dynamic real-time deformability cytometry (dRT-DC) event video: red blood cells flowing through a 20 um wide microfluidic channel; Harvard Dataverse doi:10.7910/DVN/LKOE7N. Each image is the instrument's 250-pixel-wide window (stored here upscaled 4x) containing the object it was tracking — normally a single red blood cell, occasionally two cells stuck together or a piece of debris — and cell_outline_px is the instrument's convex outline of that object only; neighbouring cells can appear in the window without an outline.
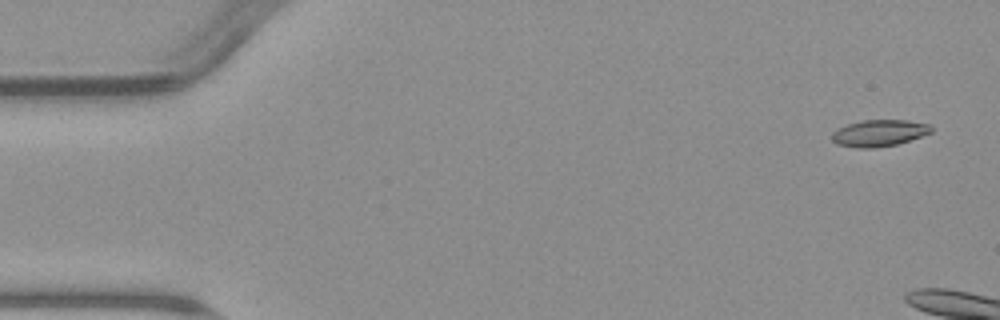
{"species": "common noctule bat (a hibernating species)", "species_latin": "Nyctalus noctula", "temperature_condition": "warm", "stored_images_in_passage": 5, "camera_frame_rate_fps": 3000, "um_per_image_px": 0.085, "animal": {"sex": "male", "body_mass_g": 23.1, "forearm_length_mm": 52.7}, "frame": {"image": 1, "passage_image": 1, "time_ms": 0.0, "image_size_px": [1000, 320], "cell_outline_px": [[932, 132], [896, 144], [872, 148], [856, 148], [836, 144], [832, 140], [832, 132], [836, 128], [860, 120], [908, 120], [928, 124], [932, 128]], "centroid_in_image_um": [74.67, 11.3], "position_along_channel_um": 10.3, "area_um2": 15.37}}